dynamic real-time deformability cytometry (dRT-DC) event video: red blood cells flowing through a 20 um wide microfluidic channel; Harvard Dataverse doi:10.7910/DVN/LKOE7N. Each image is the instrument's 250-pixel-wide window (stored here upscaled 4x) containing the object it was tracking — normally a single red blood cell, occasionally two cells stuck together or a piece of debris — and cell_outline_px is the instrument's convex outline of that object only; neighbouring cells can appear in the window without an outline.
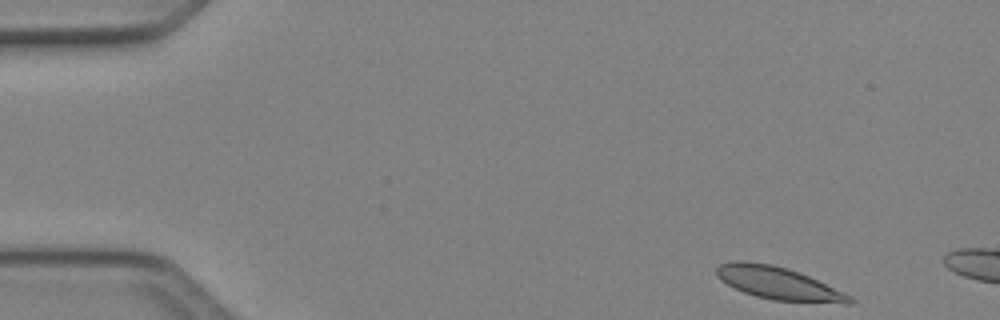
{"species": "Egyptian fruit bat (a non-hibernating species)", "species_latin": "Rousettus aegyptiacus", "temperature_condition": "cold", "stored_images_in_passage": 11, "camera_frame_rate_fps": 3000, "um_per_image_px": 0.085, "animal": {"sex": "female"}, "frame": {"image": 1, "passage_image": 1, "time_ms": 0.0, "image_size_px": [1000, 320], "cell_outline_px": [[856, 304], [844, 304], [772, 300], [756, 296], [744, 292], [720, 280], [716, 276], [716, 268], [720, 264], [736, 260], [744, 260], [772, 264], [800, 272], [856, 300]], "centroid_in_image_um": [66.12, 24.07], "position_along_channel_um": 18.9, "area_um2": 25.09}}